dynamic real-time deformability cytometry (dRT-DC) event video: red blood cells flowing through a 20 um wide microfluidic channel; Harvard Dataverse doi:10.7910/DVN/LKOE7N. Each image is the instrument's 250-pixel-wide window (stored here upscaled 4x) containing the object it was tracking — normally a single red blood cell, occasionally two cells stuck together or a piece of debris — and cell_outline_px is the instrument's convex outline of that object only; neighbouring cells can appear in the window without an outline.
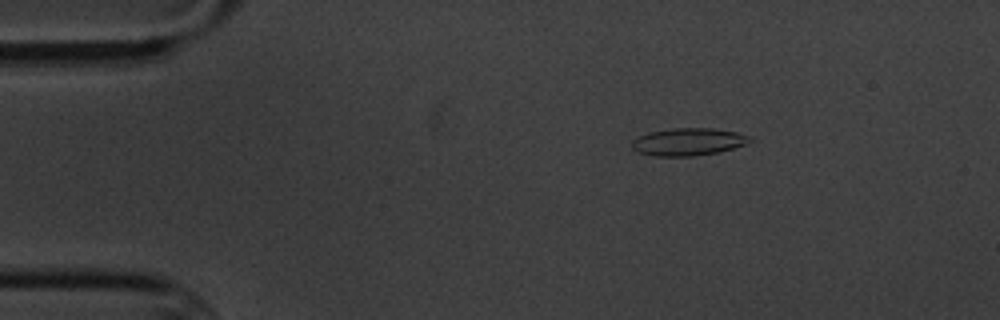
{"species": "common noctule bat (a hibernating species)", "species_latin": "Nyctalus noctula", "temperature_condition": "cold", "stored_images_in_passage": 4, "camera_frame_rate_fps": 3000, "um_per_image_px": 0.085, "animal": {"sex": "male", "body_mass_g": 20.1, "forearm_length_mm": 53.5}, "frame": {"image": 1, "passage_image": 2, "time_ms": 2.0, "image_size_px": [1000, 320], "cell_outline_px": [[752, 140], [744, 144], [720, 152], [692, 156], [652, 156], [636, 152], [632, 148], [632, 140], [636, 136], [652, 132], [672, 128], [712, 128], [736, 132], [748, 136]], "centroid_in_image_um": [58.44, 12.06], "position_along_channel_um": 26.6, "area_um2": 18.84}}